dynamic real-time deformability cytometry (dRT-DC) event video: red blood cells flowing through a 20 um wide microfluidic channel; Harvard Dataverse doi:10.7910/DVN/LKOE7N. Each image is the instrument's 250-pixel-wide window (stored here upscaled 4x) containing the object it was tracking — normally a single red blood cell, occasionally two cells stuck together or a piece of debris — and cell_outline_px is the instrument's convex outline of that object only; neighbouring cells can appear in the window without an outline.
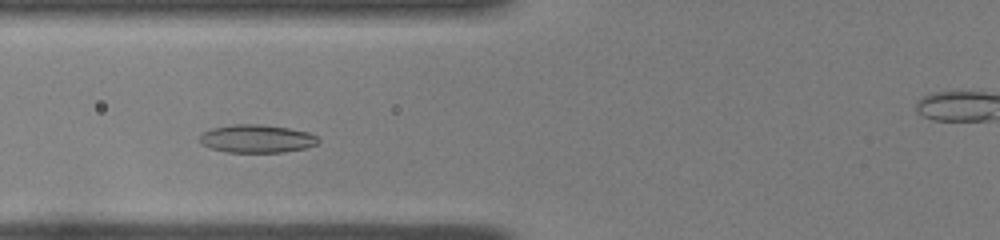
{"species": "common noctule bat (a hibernating species)", "species_latin": "Nyctalus noctula", "temperature_condition": "room temperature", "stored_images_in_passage": 39, "segment_of_instrument_passage": [1, 2], "camera_frame_rate_fps": 3000, "um_per_image_px": 0.085, "animal": {"sex": "female", "body_mass_g": 22.0, "forearm_length_mm": 56.7}, "frame": {"image": 1, "passage_image": 9, "time_ms": 2.667, "image_size_px": [1000, 240], "cell_outline_px": [[320, 140], [316, 144], [304, 148], [284, 152], [224, 152], [208, 148], [200, 144], [200, 136], [204, 132], [212, 128], [232, 124], [260, 124], [288, 128], [308, 132], [316, 136]], "centroid_in_image_um": [21.79, 11.79], "position_along_channel_um": 104.0, "area_um2": 19.42}}
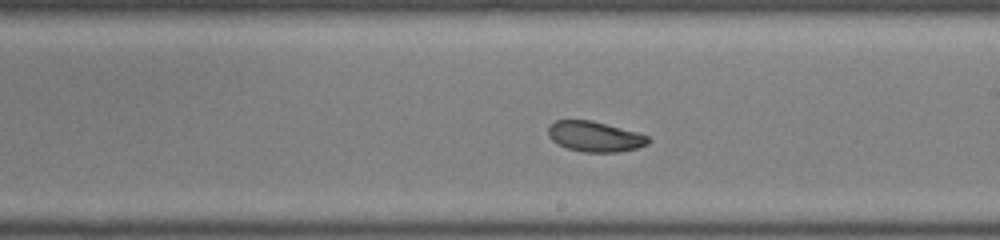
{"frame": {"image": 2, "passage_image": 19, "time_ms": 6.0, "image_size_px": [1000, 240], "cell_outline_px": [[652, 140], [648, 144], [636, 148], [620, 152], [584, 152], [568, 148], [552, 140], [548, 136], [548, 128], [556, 120], [592, 120], [636, 132], [648, 136]], "centroid_in_image_um": [50.59, 11.61], "position_along_channel_um": 238.4, "area_um2": 17.57}}
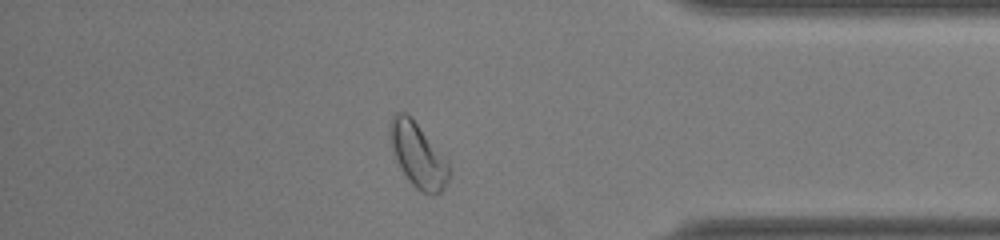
{"frame": {"image": 3, "passage_image": 32, "time_ms": 10.333, "image_size_px": [1000, 240], "cell_outline_px": [[448, 180], [444, 188], [440, 192], [432, 196], [416, 188], [408, 180], [396, 160], [388, 136], [388, 128], [392, 116], [396, 112], [404, 112], [412, 116], [448, 164]], "centroid_in_image_um": [35.47, 13.16], "position_along_channel_um": 399.7, "area_um2": 21.85}}